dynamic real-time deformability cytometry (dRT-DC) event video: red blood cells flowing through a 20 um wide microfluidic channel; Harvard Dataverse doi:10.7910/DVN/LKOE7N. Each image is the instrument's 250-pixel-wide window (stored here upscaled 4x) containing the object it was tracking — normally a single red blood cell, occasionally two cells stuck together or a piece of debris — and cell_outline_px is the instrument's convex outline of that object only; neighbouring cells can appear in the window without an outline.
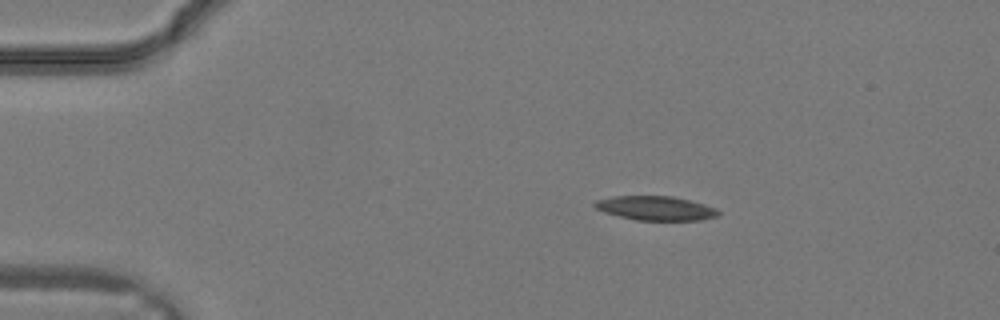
{"species": "common noctule bat (a hibernating species)", "species_latin": "Nyctalus noctula", "temperature_condition": "warm", "stored_images_in_passage": 30, "camera_frame_rate_fps": 3000, "um_per_image_px": 0.085, "animal": {"sex": "male", "body_mass_g": 19.2, "forearm_length_mm": 51.8}, "frame": {"image": 1, "passage_image": 5, "time_ms": 1.333, "image_size_px": [1000, 320], "cell_outline_px": [[720, 212], [716, 216], [700, 220], [636, 220], [604, 212], [596, 208], [592, 204], [596, 200], [612, 196], [672, 196], [704, 204], [716, 208]], "centroid_in_image_um": [55.71, 17.69], "position_along_channel_um": 29.3, "area_um2": 17.28}}
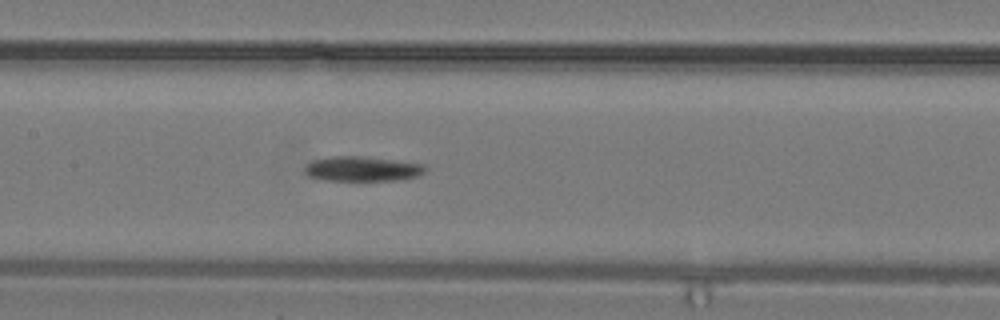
{"frame": {"image": 2, "passage_image": 15, "time_ms": 4.667, "image_size_px": [1000, 320], "cell_outline_px": [[428, 168], [420, 176], [396, 180], [324, 180], [308, 176], [304, 172], [304, 168], [312, 160], [332, 156], [364, 156], [424, 164]], "centroid_in_image_um": [30.8, 14.35], "position_along_channel_um": 176.6, "area_um2": 17.51}}
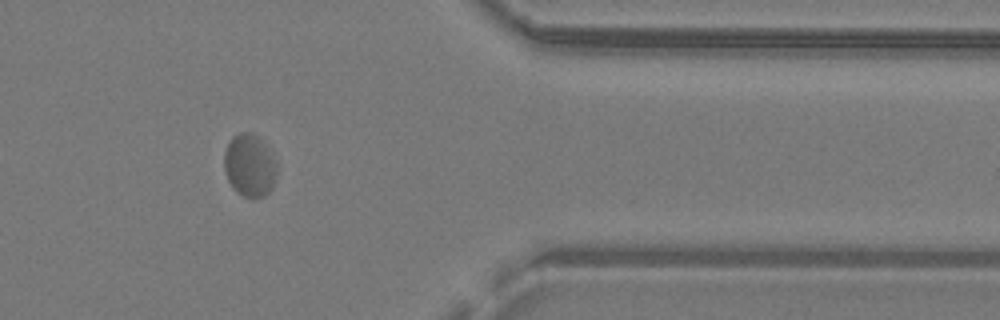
{"frame": {"image": 3, "passage_image": 26, "time_ms": 8.333, "image_size_px": [1000, 320], "cell_outline_px": [[276, 176], [272, 188], [264, 196], [252, 200], [236, 192], [232, 188], [224, 172], [224, 152], [228, 140], [232, 136], [240, 132], [252, 132], [268, 148], [276, 164]], "centroid_in_image_um": [21.18, 14.08], "position_along_channel_um": 390.2, "area_um2": 19.48}}